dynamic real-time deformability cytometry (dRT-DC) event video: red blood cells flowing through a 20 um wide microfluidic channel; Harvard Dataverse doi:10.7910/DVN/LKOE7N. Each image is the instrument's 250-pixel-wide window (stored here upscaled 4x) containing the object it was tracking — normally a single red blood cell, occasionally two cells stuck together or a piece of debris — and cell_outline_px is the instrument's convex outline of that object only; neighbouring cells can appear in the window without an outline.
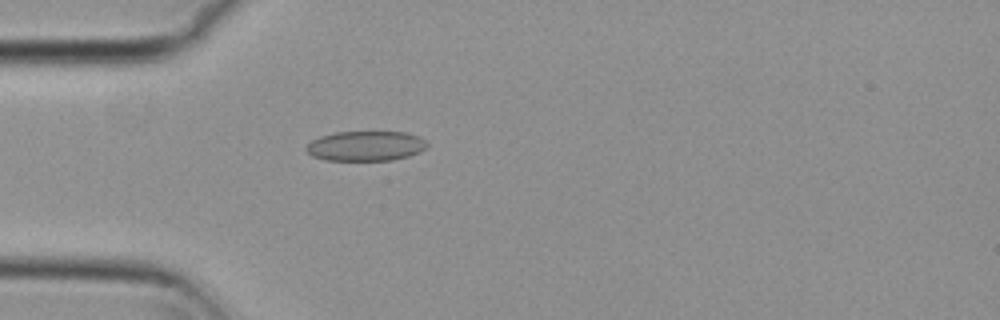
{"species": "common noctule bat (a hibernating species)", "species_latin": "Nyctalus noctula", "temperature_condition": "cold", "stored_images_in_passage": 55, "camera_frame_rate_fps": 3000, "um_per_image_px": 0.085, "animal": {"sex": "female", "body_mass_g": 29.2, "forearm_length_mm": 56.3}, "frame": {"image": 1, "passage_image": 16, "time_ms": 5.0, "image_size_px": [1000, 320], "cell_outline_px": [[428, 144], [420, 152], [408, 156], [392, 160], [324, 160], [312, 156], [304, 148], [312, 140], [320, 136], [336, 132], [408, 132], [420, 136]], "centroid_in_image_um": [31.08, 12.4], "position_along_channel_um": 53.9, "area_um2": 21.1}}
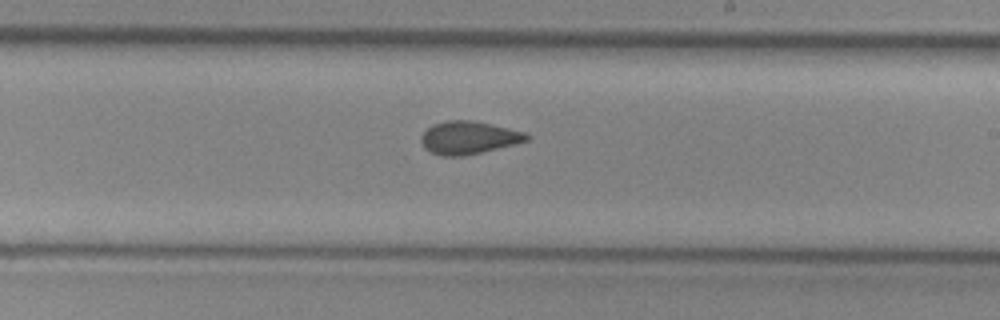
{"frame": {"image": 2, "passage_image": 32, "time_ms": 10.333, "image_size_px": [1000, 320], "cell_outline_px": [[532, 136], [528, 140], [516, 144], [480, 152], [460, 156], [440, 156], [424, 148], [420, 140], [420, 136], [432, 124], [448, 120], [472, 120], [524, 132]], "centroid_in_image_um": [39.81, 11.7], "position_along_channel_um": 249.2, "area_um2": 20.06}}
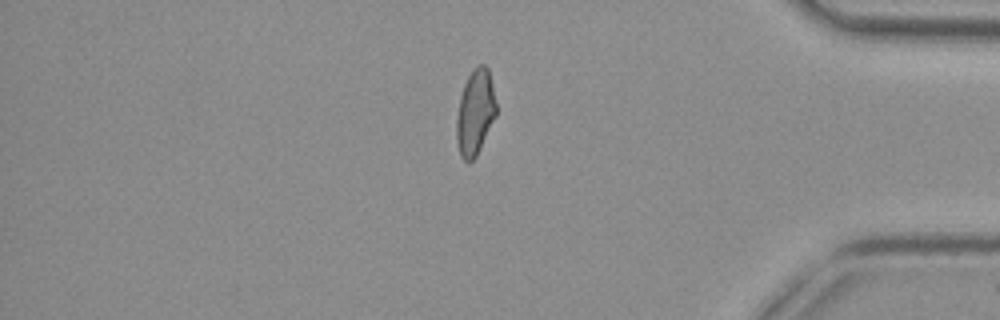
{"frame": {"image": 3, "passage_image": 46, "time_ms": 15.0, "image_size_px": [1000, 320], "cell_outline_px": [[496, 116], [476, 156], [472, 160], [464, 160], [460, 156], [456, 140], [456, 116], [460, 96], [464, 84], [472, 68], [476, 64], [484, 64], [488, 68], [492, 84], [496, 104]], "centroid_in_image_um": [40.38, 9.52], "position_along_channel_um": 394.8, "area_um2": 19.83}, "authors_computed_cell_mechanics": {"area_um2": 20.3456, "velocity_mm_per_s": 3.7907, "shape_relaxation_time_tau1_ms": null, "shape_relaxation_time_tau2_ms": 1.4815, "deformation_change_tau1": null, "deformation_change_tau2": 0.0781}}